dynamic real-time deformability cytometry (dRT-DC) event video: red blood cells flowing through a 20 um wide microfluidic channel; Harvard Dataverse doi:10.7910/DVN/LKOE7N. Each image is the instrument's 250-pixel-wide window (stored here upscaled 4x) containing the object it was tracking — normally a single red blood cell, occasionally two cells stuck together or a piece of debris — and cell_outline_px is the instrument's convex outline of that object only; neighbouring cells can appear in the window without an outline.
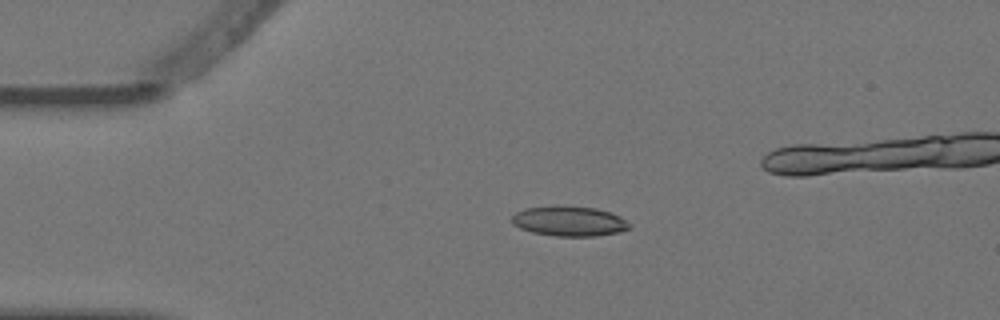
{"species": "Egyptian fruit bat (a non-hibernating species)", "species_latin": "Rousettus aegyptiacus", "temperature_condition": "warm", "stored_images_in_passage": 5, "camera_frame_rate_fps": 3000, "um_per_image_px": 0.085, "animal": {"sex": "female"}, "frame": {"image": 1, "passage_image": 3, "time_ms": 0.667, "image_size_px": [1000, 320], "cell_outline_px": [[632, 224], [628, 228], [620, 232], [596, 236], [556, 236], [532, 232], [520, 228], [512, 224], [512, 216], [516, 212], [524, 208], [596, 208], [620, 216]], "centroid_in_image_um": [48.41, 18.84], "position_along_channel_um": 36.6, "area_um2": 19.83}}